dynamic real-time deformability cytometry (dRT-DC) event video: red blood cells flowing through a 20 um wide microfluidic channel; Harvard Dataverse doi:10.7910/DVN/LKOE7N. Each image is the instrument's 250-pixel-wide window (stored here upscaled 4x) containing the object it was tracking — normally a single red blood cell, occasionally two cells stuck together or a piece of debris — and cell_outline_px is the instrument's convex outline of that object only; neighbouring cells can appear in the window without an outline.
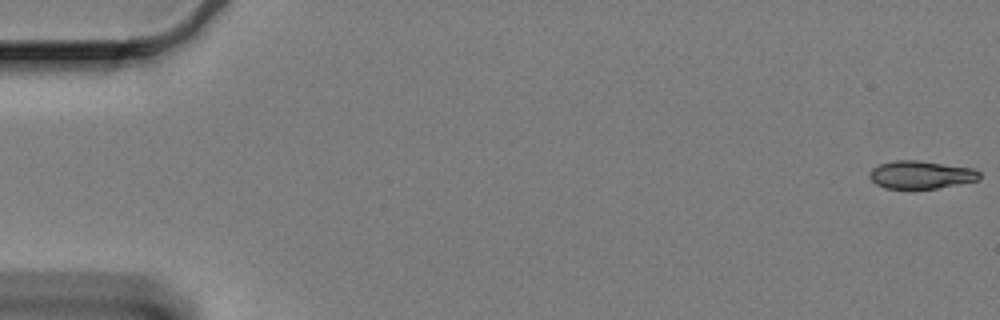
{"species": "Egyptian fruit bat (a non-hibernating species)", "species_latin": "Rousettus aegyptiacus", "temperature_condition": "cold", "stored_images_in_passage": 60, "camera_frame_rate_fps": 3000, "um_per_image_px": 0.085, "animal": {"sex": "female"}, "frame": {"image": 1, "passage_image": 1, "time_ms": 0.0, "image_size_px": [1000, 320], "cell_outline_px": [[980, 180], [936, 188], [884, 188], [876, 184], [868, 176], [868, 172], [872, 168], [880, 164], [892, 160], [920, 160], [972, 168], [980, 172]], "centroid_in_image_um": [78.26, 14.84], "position_along_channel_um": 6.7, "area_um2": 17.92}}
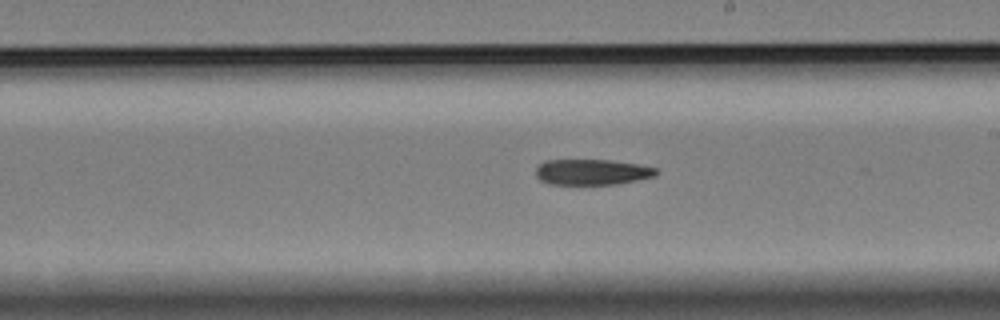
{"frame": {"image": 2, "passage_image": 35, "time_ms": 11.333, "image_size_px": [1000, 320], "cell_outline_px": [[656, 176], [616, 184], [548, 184], [540, 180], [536, 176], [536, 168], [540, 164], [548, 160], [608, 160], [636, 164], [656, 168]], "centroid_in_image_um": [50.29, 14.63], "position_along_channel_um": 238.7, "area_um2": 17.8}}
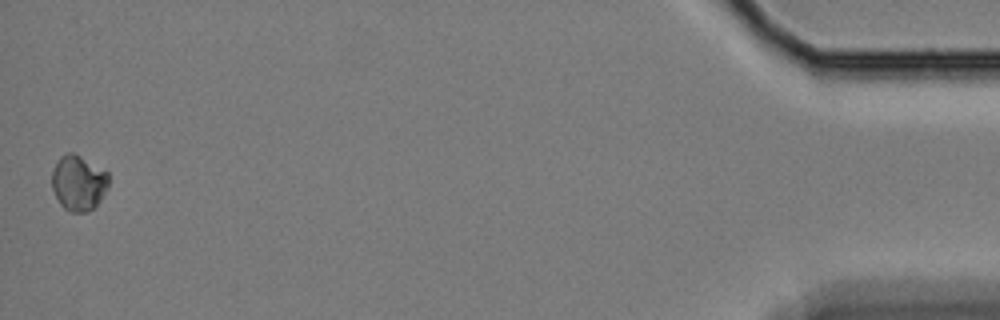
{"frame": {"image": 3, "passage_image": 60, "time_ms": 19.667, "image_size_px": [1000, 320], "cell_outline_px": [[108, 188], [100, 200], [88, 212], [72, 212], [64, 208], [60, 204], [52, 188], [52, 172], [60, 156], [68, 152], [72, 152], [80, 156], [108, 172]], "centroid_in_image_um": [6.67, 15.55], "position_along_channel_um": 428.5, "area_um2": 18.15}}